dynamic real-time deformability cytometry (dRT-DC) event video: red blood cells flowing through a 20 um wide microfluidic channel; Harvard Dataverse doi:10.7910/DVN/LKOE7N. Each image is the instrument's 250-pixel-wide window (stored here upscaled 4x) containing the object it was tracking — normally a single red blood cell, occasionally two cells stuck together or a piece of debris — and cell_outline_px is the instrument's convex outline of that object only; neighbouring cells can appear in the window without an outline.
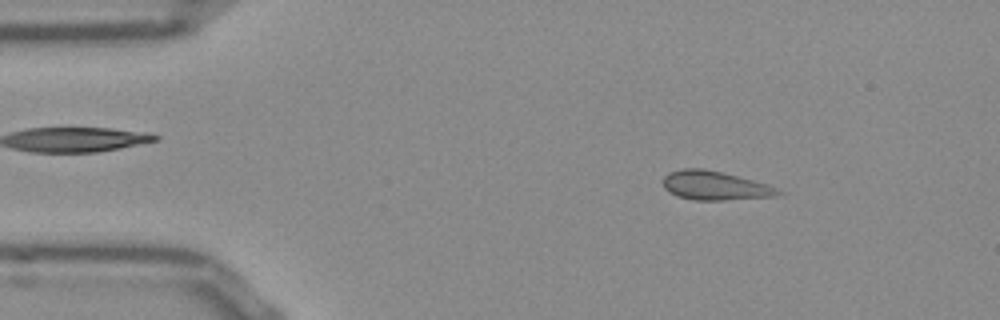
{"species": "Egyptian fruit bat (a non-hibernating species)", "species_latin": "Rousettus aegyptiacus", "temperature_condition": "room temperature", "stored_images_in_passage": 52, "camera_frame_rate_fps": 3000, "um_per_image_px": 0.085, "frame": {"image": 1, "passage_image": 7, "time_ms": 2.0, "image_size_px": [1000, 320], "cell_outline_px": [[784, 192], [772, 196], [724, 200], [692, 200], [676, 196], [668, 192], [664, 188], [664, 176], [668, 172], [680, 168], [704, 168], [752, 180], [776, 188]], "centroid_in_image_um": [60.67, 15.77], "position_along_channel_um": 24.3, "area_um2": 19.19}}
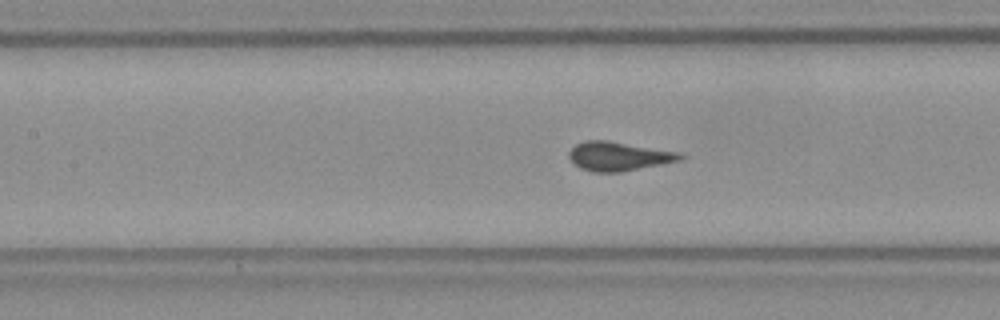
{"frame": {"image": 2, "passage_image": 22, "time_ms": 7.0, "image_size_px": [1000, 320], "cell_outline_px": [[688, 156], [684, 160], [620, 172], [592, 172], [580, 168], [568, 156], [568, 152], [576, 144], [584, 140], [608, 140], [680, 152]], "centroid_in_image_um": [52.64, 13.27], "position_along_channel_um": 154.8, "area_um2": 19.02}}
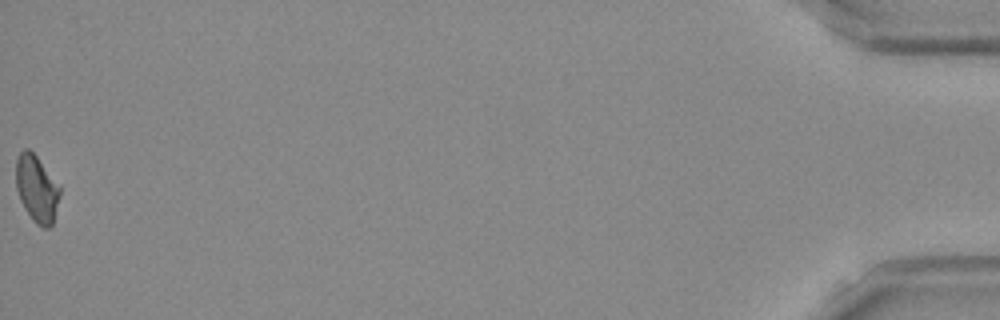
{"frame": {"image": 3, "passage_image": 52, "time_ms": 17.0, "image_size_px": [1000, 320], "cell_outline_px": [[60, 196], [52, 224], [48, 228], [44, 228], [36, 224], [32, 220], [24, 208], [20, 200], [16, 188], [16, 160], [20, 152], [24, 148], [28, 148], [36, 156], [60, 184]], "centroid_in_image_um": [3.12, 16.04], "position_along_channel_um": 432.1, "area_um2": 17.22}}